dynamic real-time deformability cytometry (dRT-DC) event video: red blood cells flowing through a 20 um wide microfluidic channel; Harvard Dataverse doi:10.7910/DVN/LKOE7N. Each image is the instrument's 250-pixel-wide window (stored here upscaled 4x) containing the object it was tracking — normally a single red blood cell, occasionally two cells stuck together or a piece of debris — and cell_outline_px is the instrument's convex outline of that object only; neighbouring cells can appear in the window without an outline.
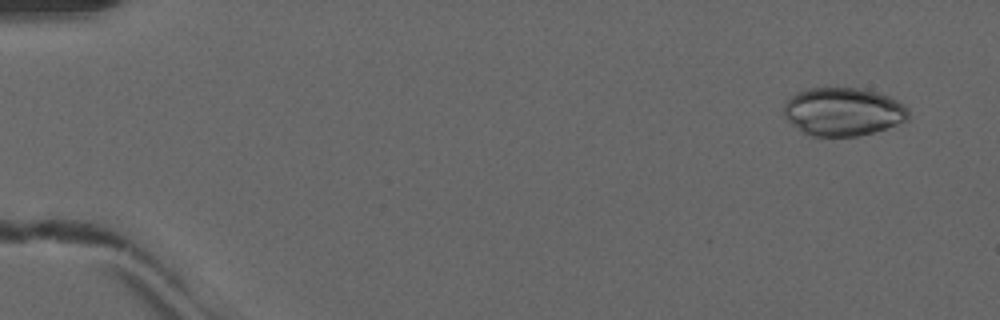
{"species": "common noctule bat (a hibernating species)", "species_latin": "Nyctalus noctula", "temperature_condition": "warm", "stored_images_in_passage": 51, "camera_frame_rate_fps": 3000, "um_per_image_px": 0.085, "animal": {"sex": "male", "forearm_length_mm": 52.5}, "frame": {"image": 1, "passage_image": 4, "time_ms": 1.0, "image_size_px": [1000, 320], "cell_outline_px": [[908, 120], [872, 132], [856, 136], [808, 136], [792, 124], [784, 116], [784, 100], [796, 92], [808, 88], [860, 88], [876, 92], [888, 96], [904, 104], [908, 108]], "centroid_in_image_um": [71.62, 9.48], "position_along_channel_um": 13.4, "area_um2": 35.03}}
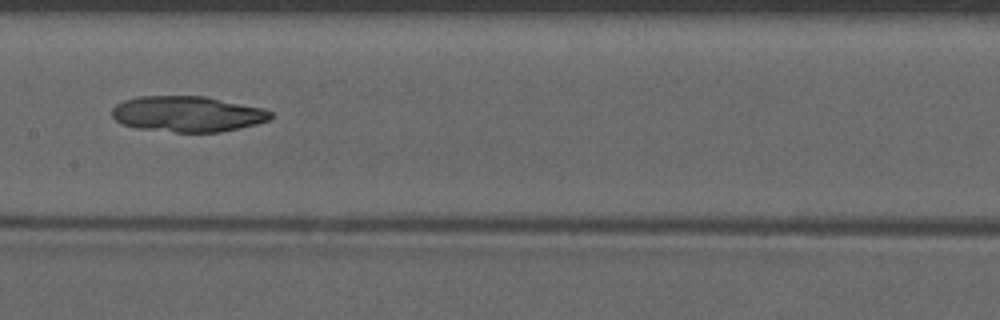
{"frame": {"image": 2, "passage_image": 27, "time_ms": 8.667, "image_size_px": [1000, 320], "cell_outline_px": [[272, 116], [268, 120], [256, 124], [220, 132], [176, 132], [136, 128], [120, 124], [112, 116], [112, 108], [116, 104], [124, 100], [140, 96], [204, 96], [264, 108], [272, 112]], "centroid_in_image_um": [15.91, 9.69], "position_along_channel_um": 191.5, "area_um2": 33.06}}
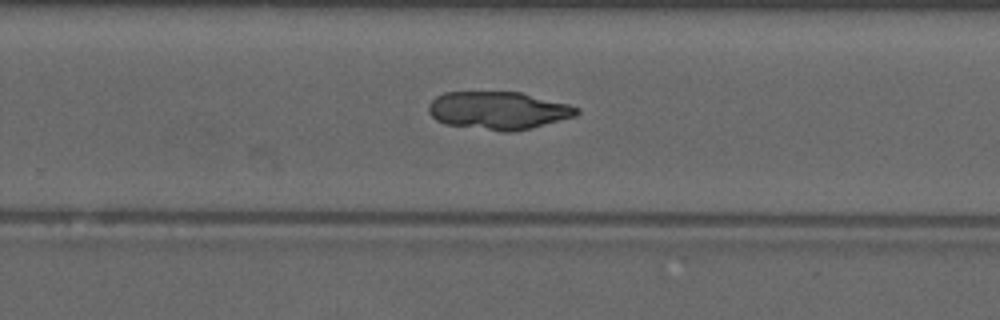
{"frame": {"image": 3, "passage_image": 34, "time_ms": 11.0, "image_size_px": [1000, 320], "cell_outline_px": [[580, 112], [576, 116], [532, 128], [512, 132], [504, 132], [444, 124], [436, 120], [428, 112], [428, 104], [436, 96], [444, 92], [520, 92], [568, 104], [580, 108]], "centroid_in_image_um": [42.35, 9.4], "position_along_channel_um": 287.4, "area_um2": 32.83}}